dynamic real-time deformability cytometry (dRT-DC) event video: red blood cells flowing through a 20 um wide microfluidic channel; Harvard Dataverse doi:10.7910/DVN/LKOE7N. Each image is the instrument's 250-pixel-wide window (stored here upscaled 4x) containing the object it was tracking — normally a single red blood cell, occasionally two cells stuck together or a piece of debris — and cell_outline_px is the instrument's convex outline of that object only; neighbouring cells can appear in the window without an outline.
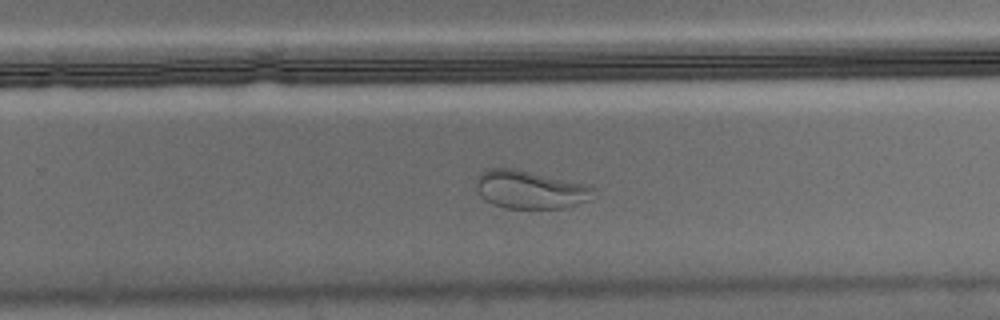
{"species": "Egyptian fruit bat (a non-hibernating species)", "species_latin": "Rousettus aegyptiacus", "temperature_condition": "warm", "stored_images_in_passage": 50, "camera_frame_rate_fps": 3000, "um_per_image_px": 0.085, "animal": {"sex": "male"}, "frame": {"image": 1, "passage_image": 30, "time_ms": 9.667, "image_size_px": [1000, 320], "cell_outline_px": [[596, 188], [588, 200], [564, 208], [504, 208], [492, 204], [484, 200], [480, 196], [476, 188], [476, 176], [480, 172], [492, 168], [512, 168], [584, 184]], "centroid_in_image_um": [44.98, 16.12], "position_along_channel_um": 284.8, "area_um2": 25.84}}
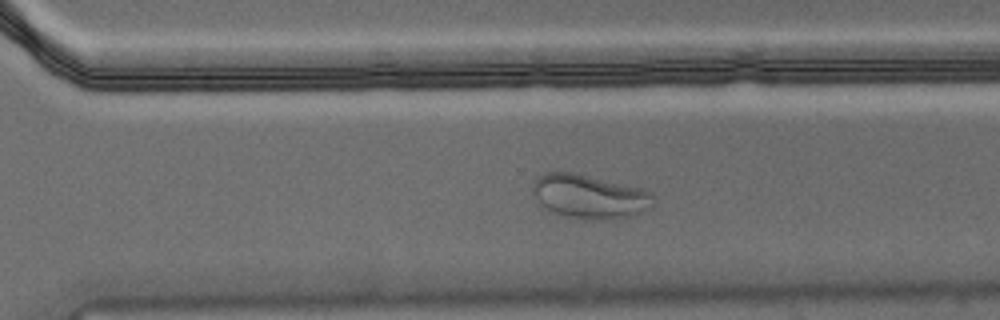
{"frame": {"image": 2, "passage_image": 33, "time_ms": 10.667, "image_size_px": [1000, 320], "cell_outline_px": [[656, 200], [644, 212], [628, 216], [600, 220], [568, 216], [556, 212], [540, 204], [532, 192], [532, 188], [536, 180], [544, 172], [572, 172], [640, 188], [652, 192]], "centroid_in_image_um": [50.13, 16.69], "position_along_channel_um": 320.5, "area_um2": 30.29}}
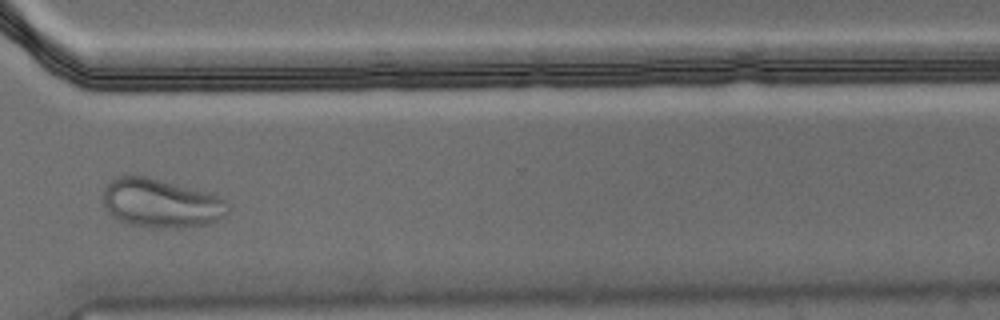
{"frame": {"image": 3, "passage_image": 36, "time_ms": 11.667, "image_size_px": [1000, 320], "cell_outline_px": [[228, 212], [220, 220], [212, 224], [188, 228], [148, 228], [132, 224], [120, 220], [112, 216], [108, 212], [104, 204], [104, 188], [108, 180], [120, 176], [148, 176], [208, 192], [220, 196], [224, 200], [228, 208]], "centroid_in_image_um": [13.71, 17.29], "position_along_channel_um": 356.9, "area_um2": 36.01}}